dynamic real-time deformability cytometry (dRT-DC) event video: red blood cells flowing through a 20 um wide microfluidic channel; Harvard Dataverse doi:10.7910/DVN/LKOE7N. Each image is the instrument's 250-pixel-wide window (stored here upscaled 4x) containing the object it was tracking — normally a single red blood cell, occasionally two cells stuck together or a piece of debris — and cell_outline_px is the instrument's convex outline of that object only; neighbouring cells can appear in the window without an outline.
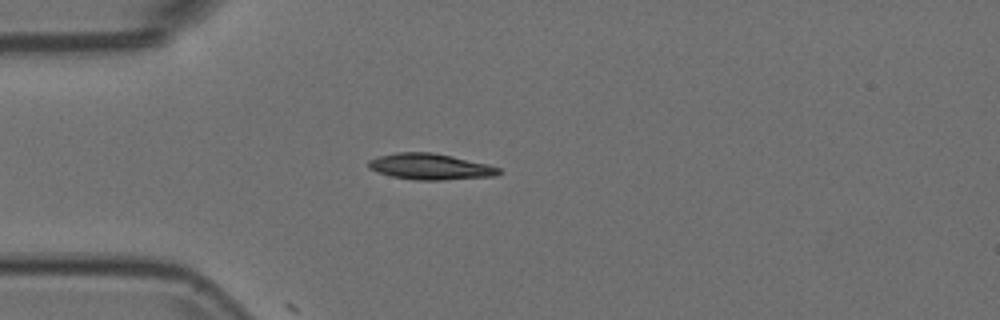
{"species": "Egyptian fruit bat (a non-hibernating species)", "species_latin": "Rousettus aegyptiacus", "temperature_condition": "room temperature", "stored_images_in_passage": 11, "camera_frame_rate_fps": 3000, "um_per_image_px": 0.085, "animal": {"sex": "female"}, "frame": {"image": 1, "passage_image": 9, "time_ms": 2.667, "image_size_px": [1000, 320], "cell_outline_px": [[500, 172], [496, 176], [444, 180], [416, 180], [392, 176], [376, 172], [368, 168], [368, 160], [380, 156], [396, 152], [432, 152], [452, 156], [488, 164], [500, 168]], "centroid_in_image_um": [36.56, 14.16], "position_along_channel_um": 48.4, "area_um2": 19.83}}